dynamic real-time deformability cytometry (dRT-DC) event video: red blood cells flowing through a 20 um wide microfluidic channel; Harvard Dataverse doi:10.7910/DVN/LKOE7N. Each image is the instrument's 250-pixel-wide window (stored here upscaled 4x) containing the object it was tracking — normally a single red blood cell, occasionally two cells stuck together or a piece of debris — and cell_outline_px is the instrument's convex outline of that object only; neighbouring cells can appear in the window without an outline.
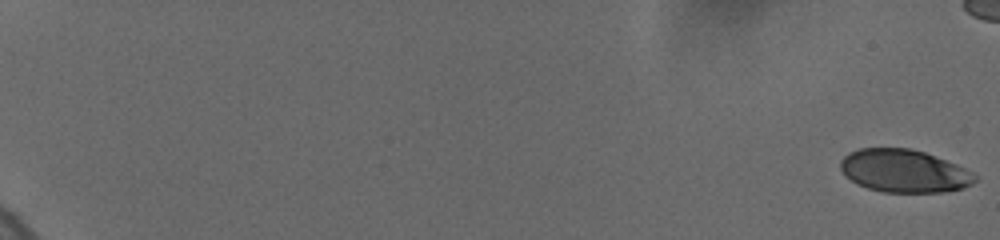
{"species": "human", "species_latin": "Homo sapiens", "temperature_condition": "cold", "stored_images_in_passage": 9, "camera_frame_rate_fps": 3000, "um_per_image_px": 0.085, "donor": {"sex": "female"}, "frame": {"image": 1, "passage_image": 1, "time_ms": 0.0, "image_size_px": [1000, 240], "cell_outline_px": [[976, 180], [972, 184], [964, 188], [944, 192], [884, 192], [868, 188], [844, 176], [840, 168], [840, 160], [848, 152], [860, 148], [912, 148], [924, 152], [956, 164], [972, 172], [976, 176]], "centroid_in_image_um": [76.83, 14.53], "position_along_channel_um": 8.2, "area_um2": 33.58}}